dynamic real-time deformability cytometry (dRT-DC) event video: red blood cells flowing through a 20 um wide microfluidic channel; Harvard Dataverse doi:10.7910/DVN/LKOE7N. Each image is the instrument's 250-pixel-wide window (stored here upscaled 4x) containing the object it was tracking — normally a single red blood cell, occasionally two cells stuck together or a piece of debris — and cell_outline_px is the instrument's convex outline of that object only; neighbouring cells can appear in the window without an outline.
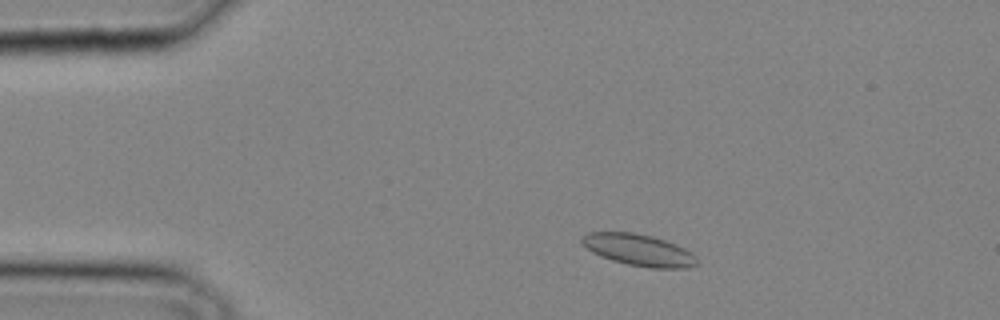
{"species": "common noctule bat (a hibernating species)", "species_latin": "Nyctalus noctula", "temperature_condition": "cold", "stored_images_in_passage": 32, "camera_frame_rate_fps": 3000, "um_per_image_px": 0.085, "animal": {"sex": "male", "body_mass_g": 20.4}, "frame": {"image": 1, "passage_image": 4, "time_ms": 1.0, "image_size_px": [1000, 320], "cell_outline_px": [[700, 264], [688, 268], [652, 268], [628, 264], [612, 260], [600, 256], [592, 252], [580, 240], [588, 232], [632, 232], [652, 236], [676, 244], [692, 252], [696, 256]], "centroid_in_image_um": [54.35, 21.25], "position_along_channel_um": 30.7, "area_um2": 21.21}}
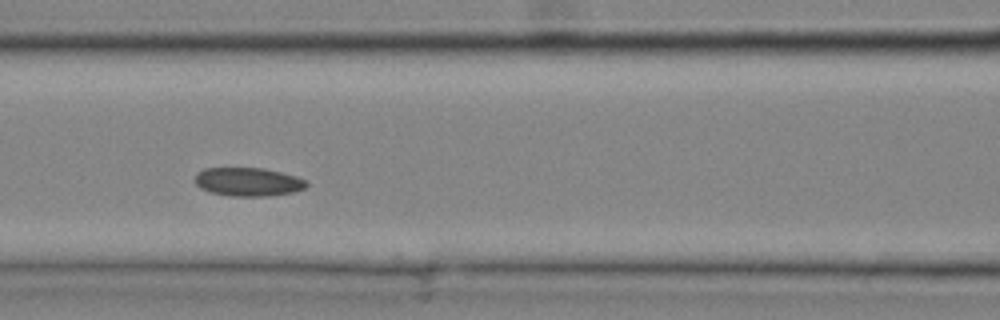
{"frame": {"image": 2, "passage_image": 13, "time_ms": 4.0, "image_size_px": [1000, 320], "cell_outline_px": [[308, 184], [304, 188], [292, 192], [268, 196], [232, 196], [212, 192], [200, 188], [196, 184], [196, 172], [204, 168], [264, 168], [296, 176], [308, 180]], "centroid_in_image_um": [21.1, 15.45], "position_along_channel_um": 145.5, "area_um2": 18.5}}
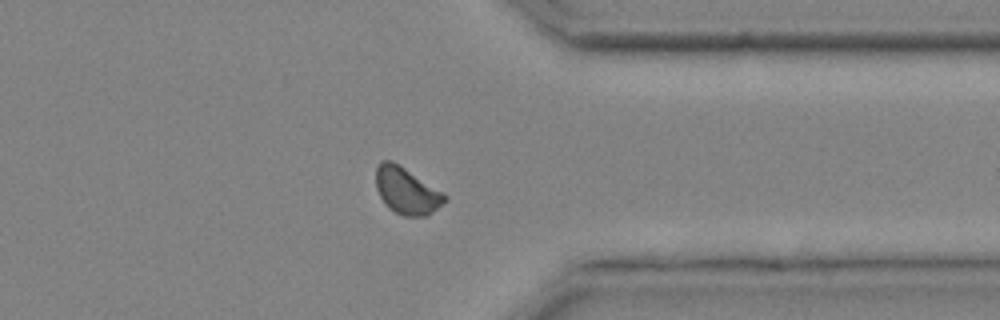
{"frame": {"image": 3, "passage_image": 26, "time_ms": 8.333, "image_size_px": [1000, 320], "cell_outline_px": [[448, 200], [428, 216], [404, 216], [388, 208], [384, 204], [376, 188], [376, 164], [380, 160], [392, 160], [400, 164], [444, 192], [448, 196]], "centroid_in_image_um": [34.58, 16.2], "position_along_channel_um": 376.8, "area_um2": 19.19}}